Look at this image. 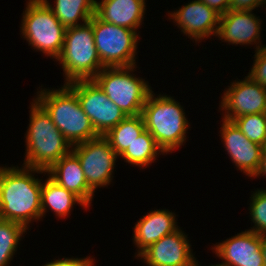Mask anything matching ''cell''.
I'll return each mask as SVG.
<instances>
[{"label":"cell","mask_w":266,"mask_h":266,"mask_svg":"<svg viewBox=\"0 0 266 266\" xmlns=\"http://www.w3.org/2000/svg\"><path fill=\"white\" fill-rule=\"evenodd\" d=\"M29 110V126L25 132V156L22 165L47 171L63 156L72 151V145L58 130L50 115L33 98Z\"/></svg>","instance_id":"2"},{"label":"cell","mask_w":266,"mask_h":266,"mask_svg":"<svg viewBox=\"0 0 266 266\" xmlns=\"http://www.w3.org/2000/svg\"><path fill=\"white\" fill-rule=\"evenodd\" d=\"M249 214L253 227H250L252 232L258 235H266V189L255 190L250 197Z\"/></svg>","instance_id":"26"},{"label":"cell","mask_w":266,"mask_h":266,"mask_svg":"<svg viewBox=\"0 0 266 266\" xmlns=\"http://www.w3.org/2000/svg\"><path fill=\"white\" fill-rule=\"evenodd\" d=\"M43 1L65 28L83 25L95 14L96 0H54L55 4Z\"/></svg>","instance_id":"21"},{"label":"cell","mask_w":266,"mask_h":266,"mask_svg":"<svg viewBox=\"0 0 266 266\" xmlns=\"http://www.w3.org/2000/svg\"><path fill=\"white\" fill-rule=\"evenodd\" d=\"M266 177V142L262 145V156L259 169L253 178Z\"/></svg>","instance_id":"31"},{"label":"cell","mask_w":266,"mask_h":266,"mask_svg":"<svg viewBox=\"0 0 266 266\" xmlns=\"http://www.w3.org/2000/svg\"><path fill=\"white\" fill-rule=\"evenodd\" d=\"M254 11L228 10L220 15L216 37L229 45H255V52L266 47L261 43L262 19Z\"/></svg>","instance_id":"15"},{"label":"cell","mask_w":266,"mask_h":266,"mask_svg":"<svg viewBox=\"0 0 266 266\" xmlns=\"http://www.w3.org/2000/svg\"><path fill=\"white\" fill-rule=\"evenodd\" d=\"M146 9V0H96L95 14L105 22L137 31Z\"/></svg>","instance_id":"19"},{"label":"cell","mask_w":266,"mask_h":266,"mask_svg":"<svg viewBox=\"0 0 266 266\" xmlns=\"http://www.w3.org/2000/svg\"><path fill=\"white\" fill-rule=\"evenodd\" d=\"M42 87L37 89L34 99L46 110L72 146L99 136L76 93L67 84L63 83L58 89Z\"/></svg>","instance_id":"4"},{"label":"cell","mask_w":266,"mask_h":266,"mask_svg":"<svg viewBox=\"0 0 266 266\" xmlns=\"http://www.w3.org/2000/svg\"><path fill=\"white\" fill-rule=\"evenodd\" d=\"M144 130L145 124L141 114L127 116L112 128L105 137L109 140L111 148L120 157Z\"/></svg>","instance_id":"23"},{"label":"cell","mask_w":266,"mask_h":266,"mask_svg":"<svg viewBox=\"0 0 266 266\" xmlns=\"http://www.w3.org/2000/svg\"><path fill=\"white\" fill-rule=\"evenodd\" d=\"M178 9L168 11V18L193 42L195 40V43H201L202 40L217 35L220 14L204 2L192 0Z\"/></svg>","instance_id":"12"},{"label":"cell","mask_w":266,"mask_h":266,"mask_svg":"<svg viewBox=\"0 0 266 266\" xmlns=\"http://www.w3.org/2000/svg\"><path fill=\"white\" fill-rule=\"evenodd\" d=\"M95 258L93 259L92 256L82 257V258H74V257H66L65 256L61 259H53L51 262L48 261L46 264L42 266H94Z\"/></svg>","instance_id":"28"},{"label":"cell","mask_w":266,"mask_h":266,"mask_svg":"<svg viewBox=\"0 0 266 266\" xmlns=\"http://www.w3.org/2000/svg\"><path fill=\"white\" fill-rule=\"evenodd\" d=\"M145 129L167 155L173 153L187 141L190 122L185 109L170 95H148L141 113Z\"/></svg>","instance_id":"3"},{"label":"cell","mask_w":266,"mask_h":266,"mask_svg":"<svg viewBox=\"0 0 266 266\" xmlns=\"http://www.w3.org/2000/svg\"><path fill=\"white\" fill-rule=\"evenodd\" d=\"M211 249L226 266H266L261 249V235L250 230L221 240L213 244Z\"/></svg>","instance_id":"16"},{"label":"cell","mask_w":266,"mask_h":266,"mask_svg":"<svg viewBox=\"0 0 266 266\" xmlns=\"http://www.w3.org/2000/svg\"><path fill=\"white\" fill-rule=\"evenodd\" d=\"M233 122L250 141L259 145L266 142V113L240 116Z\"/></svg>","instance_id":"25"},{"label":"cell","mask_w":266,"mask_h":266,"mask_svg":"<svg viewBox=\"0 0 266 266\" xmlns=\"http://www.w3.org/2000/svg\"><path fill=\"white\" fill-rule=\"evenodd\" d=\"M53 61L62 66L65 84L93 79L104 67L95 46L92 24L66 28L62 51Z\"/></svg>","instance_id":"5"},{"label":"cell","mask_w":266,"mask_h":266,"mask_svg":"<svg viewBox=\"0 0 266 266\" xmlns=\"http://www.w3.org/2000/svg\"><path fill=\"white\" fill-rule=\"evenodd\" d=\"M221 142L237 170L252 179L257 173L262 156V145L250 141L233 121L222 119Z\"/></svg>","instance_id":"14"},{"label":"cell","mask_w":266,"mask_h":266,"mask_svg":"<svg viewBox=\"0 0 266 266\" xmlns=\"http://www.w3.org/2000/svg\"><path fill=\"white\" fill-rule=\"evenodd\" d=\"M36 173L47 172L24 165L0 166V219L21 224L28 231L30 223L42 219L43 179L35 177Z\"/></svg>","instance_id":"1"},{"label":"cell","mask_w":266,"mask_h":266,"mask_svg":"<svg viewBox=\"0 0 266 266\" xmlns=\"http://www.w3.org/2000/svg\"><path fill=\"white\" fill-rule=\"evenodd\" d=\"M79 204L84 209H89L85 203L76 196L73 192L66 190L55 182L49 175L42 182L41 189V212L42 218L46 216V213L51 210L56 218L65 219L73 206Z\"/></svg>","instance_id":"20"},{"label":"cell","mask_w":266,"mask_h":266,"mask_svg":"<svg viewBox=\"0 0 266 266\" xmlns=\"http://www.w3.org/2000/svg\"><path fill=\"white\" fill-rule=\"evenodd\" d=\"M26 232L23 225L0 219V266H10Z\"/></svg>","instance_id":"24"},{"label":"cell","mask_w":266,"mask_h":266,"mask_svg":"<svg viewBox=\"0 0 266 266\" xmlns=\"http://www.w3.org/2000/svg\"><path fill=\"white\" fill-rule=\"evenodd\" d=\"M21 38L34 51L57 59L62 51L66 28L43 0H28L22 13Z\"/></svg>","instance_id":"6"},{"label":"cell","mask_w":266,"mask_h":266,"mask_svg":"<svg viewBox=\"0 0 266 266\" xmlns=\"http://www.w3.org/2000/svg\"><path fill=\"white\" fill-rule=\"evenodd\" d=\"M176 220V213L169 209L150 210L141 217L133 227L132 240L137 247L135 258L137 259L151 244L178 230L180 227Z\"/></svg>","instance_id":"17"},{"label":"cell","mask_w":266,"mask_h":266,"mask_svg":"<svg viewBox=\"0 0 266 266\" xmlns=\"http://www.w3.org/2000/svg\"><path fill=\"white\" fill-rule=\"evenodd\" d=\"M160 155H166L157 145L155 139L146 129L136 138L127 150L120 156L130 166L145 169L152 165Z\"/></svg>","instance_id":"22"},{"label":"cell","mask_w":266,"mask_h":266,"mask_svg":"<svg viewBox=\"0 0 266 266\" xmlns=\"http://www.w3.org/2000/svg\"><path fill=\"white\" fill-rule=\"evenodd\" d=\"M137 65L126 67H104L93 80L108 99L116 104L127 116L142 113L152 87L145 79L136 76Z\"/></svg>","instance_id":"7"},{"label":"cell","mask_w":266,"mask_h":266,"mask_svg":"<svg viewBox=\"0 0 266 266\" xmlns=\"http://www.w3.org/2000/svg\"><path fill=\"white\" fill-rule=\"evenodd\" d=\"M221 96L219 110L224 119L233 121L240 116L266 113V89L248 76L233 80Z\"/></svg>","instance_id":"11"},{"label":"cell","mask_w":266,"mask_h":266,"mask_svg":"<svg viewBox=\"0 0 266 266\" xmlns=\"http://www.w3.org/2000/svg\"><path fill=\"white\" fill-rule=\"evenodd\" d=\"M89 22L92 24L95 46L103 67L137 65L140 31L105 22L96 14Z\"/></svg>","instance_id":"8"},{"label":"cell","mask_w":266,"mask_h":266,"mask_svg":"<svg viewBox=\"0 0 266 266\" xmlns=\"http://www.w3.org/2000/svg\"><path fill=\"white\" fill-rule=\"evenodd\" d=\"M46 174L66 190L73 192L89 208L94 192L88 187L84 171L78 157L71 151L58 160Z\"/></svg>","instance_id":"18"},{"label":"cell","mask_w":266,"mask_h":266,"mask_svg":"<svg viewBox=\"0 0 266 266\" xmlns=\"http://www.w3.org/2000/svg\"><path fill=\"white\" fill-rule=\"evenodd\" d=\"M253 65L247 76L266 89V47L255 52Z\"/></svg>","instance_id":"27"},{"label":"cell","mask_w":266,"mask_h":266,"mask_svg":"<svg viewBox=\"0 0 266 266\" xmlns=\"http://www.w3.org/2000/svg\"><path fill=\"white\" fill-rule=\"evenodd\" d=\"M188 238L180 227L151 244L137 259L147 266H191L195 253Z\"/></svg>","instance_id":"13"},{"label":"cell","mask_w":266,"mask_h":266,"mask_svg":"<svg viewBox=\"0 0 266 266\" xmlns=\"http://www.w3.org/2000/svg\"><path fill=\"white\" fill-rule=\"evenodd\" d=\"M220 15L229 10L230 0H201Z\"/></svg>","instance_id":"30"},{"label":"cell","mask_w":266,"mask_h":266,"mask_svg":"<svg viewBox=\"0 0 266 266\" xmlns=\"http://www.w3.org/2000/svg\"><path fill=\"white\" fill-rule=\"evenodd\" d=\"M261 249H262V253H263V257H264V261L266 265V235H261Z\"/></svg>","instance_id":"32"},{"label":"cell","mask_w":266,"mask_h":266,"mask_svg":"<svg viewBox=\"0 0 266 266\" xmlns=\"http://www.w3.org/2000/svg\"><path fill=\"white\" fill-rule=\"evenodd\" d=\"M266 0H230L229 10L253 11L258 7H266Z\"/></svg>","instance_id":"29"},{"label":"cell","mask_w":266,"mask_h":266,"mask_svg":"<svg viewBox=\"0 0 266 266\" xmlns=\"http://www.w3.org/2000/svg\"><path fill=\"white\" fill-rule=\"evenodd\" d=\"M77 95L84 113L98 135L105 136L127 115L114 104L93 80H77L67 84Z\"/></svg>","instance_id":"10"},{"label":"cell","mask_w":266,"mask_h":266,"mask_svg":"<svg viewBox=\"0 0 266 266\" xmlns=\"http://www.w3.org/2000/svg\"><path fill=\"white\" fill-rule=\"evenodd\" d=\"M197 258L195 257V259L193 260V262H192V264H191V266H201V264L199 265L198 263H200V262H198V260H196ZM208 266H226V265H224L222 262L221 263H217V264H212V265H208Z\"/></svg>","instance_id":"33"},{"label":"cell","mask_w":266,"mask_h":266,"mask_svg":"<svg viewBox=\"0 0 266 266\" xmlns=\"http://www.w3.org/2000/svg\"><path fill=\"white\" fill-rule=\"evenodd\" d=\"M72 152L78 157L88 184L95 193L99 188L108 187L114 178L116 159L119 156L111 148L109 140L102 135L73 145Z\"/></svg>","instance_id":"9"}]
</instances>
